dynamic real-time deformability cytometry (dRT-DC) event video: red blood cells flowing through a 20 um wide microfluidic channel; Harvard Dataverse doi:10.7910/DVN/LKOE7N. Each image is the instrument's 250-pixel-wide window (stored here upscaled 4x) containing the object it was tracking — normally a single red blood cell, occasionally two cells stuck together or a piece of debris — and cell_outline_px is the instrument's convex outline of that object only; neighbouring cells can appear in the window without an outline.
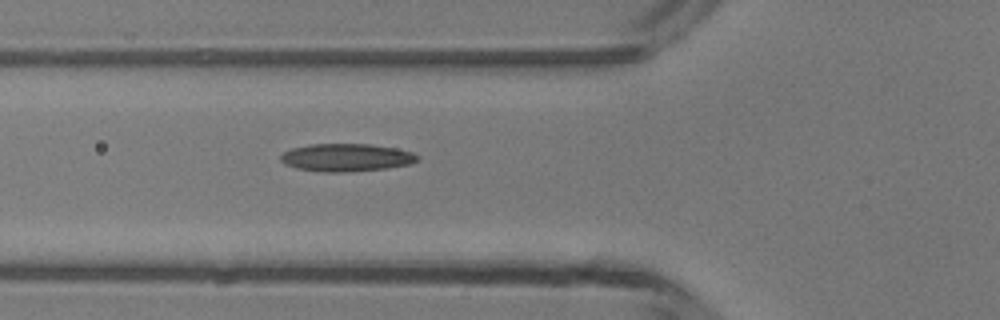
{"species": "common noctule bat (a hibernating species)", "species_latin": "Nyctalus noctula", "temperature_condition": "room temperature", "stored_images_in_passage": 4, "camera_frame_rate_fps": 3000, "um_per_image_px": 0.085, "animal": {"sex": "male", "body_mass_g": 13.3}, "frame": {"image": 1, "passage_image": 4, "time_ms": 3.667, "image_size_px": [1000, 320], "cell_outline_px": [[420, 156], [416, 160], [408, 164], [388, 168], [344, 172], [328, 172], [296, 168], [284, 164], [280, 160], [280, 156], [284, 152], [292, 148], [308, 144], [372, 144], [396, 148], [412, 152]], "centroid_in_image_um": [29.42, 13.38], "position_along_channel_um": 96.4, "area_um2": 22.08}}